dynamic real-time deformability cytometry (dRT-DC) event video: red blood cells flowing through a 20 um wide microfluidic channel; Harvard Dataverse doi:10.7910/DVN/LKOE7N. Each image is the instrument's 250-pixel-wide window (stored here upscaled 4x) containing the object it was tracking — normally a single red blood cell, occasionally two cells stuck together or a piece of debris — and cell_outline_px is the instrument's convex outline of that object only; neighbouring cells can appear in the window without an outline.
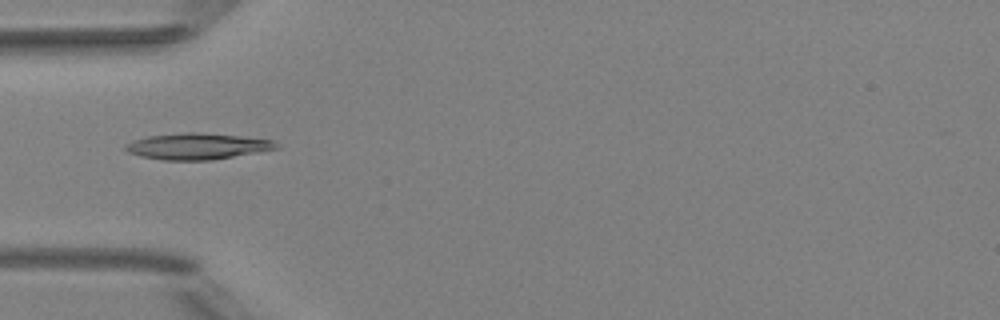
{"species": "Egyptian fruit bat (a non-hibernating species)", "species_latin": "Rousettus aegyptiacus", "temperature_condition": "room temperature", "stored_images_in_passage": 1, "camera_frame_rate_fps": 3000, "um_per_image_px": 0.085, "animal": {"sex": "female"}, "frame": {"image": 1, "passage_image": 1, "time_ms": 0.0, "image_size_px": [1000, 320], "cell_outline_px": [[280, 148], [260, 152], [212, 160], [164, 160], [140, 156], [128, 152], [124, 148], [124, 144], [132, 140], [148, 136], [184, 132], [196, 132], [240, 136], [272, 140]], "centroid_in_image_um": [16.74, 12.43], "position_along_channel_um": 68.3, "area_um2": 23.06}}